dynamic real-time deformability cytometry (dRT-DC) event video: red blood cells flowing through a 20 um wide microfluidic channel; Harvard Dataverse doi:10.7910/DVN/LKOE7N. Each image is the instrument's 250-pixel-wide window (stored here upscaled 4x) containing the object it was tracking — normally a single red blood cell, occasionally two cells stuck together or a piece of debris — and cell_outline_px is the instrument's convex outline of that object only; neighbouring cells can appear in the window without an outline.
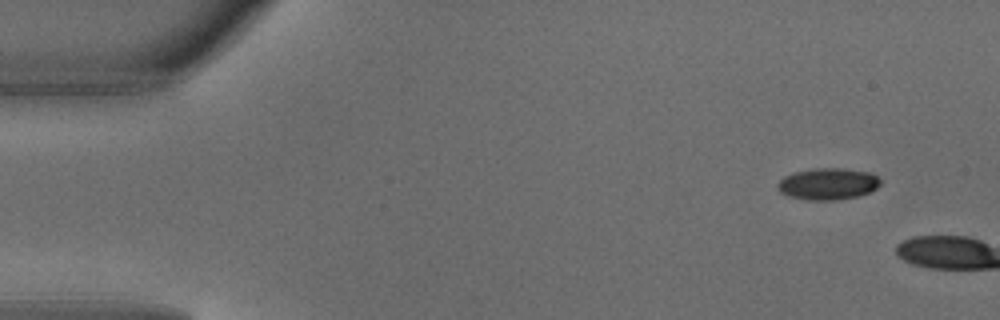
{"species": "common noctule bat (a hibernating species)", "species_latin": "Nyctalus noctula", "temperature_condition": "warm", "stored_images_in_passage": 2, "camera_frame_rate_fps": 3000, "um_per_image_px": 0.085, "animal": {"sex": "male", "body_mass_g": 18.8}, "frame": {"image": 1, "passage_image": 1, "time_ms": 0.0, "image_size_px": [1000, 320], "cell_outline_px": [[880, 184], [876, 188], [868, 192], [856, 196], [840, 200], [804, 200], [788, 196], [780, 192], [776, 188], [776, 184], [784, 176], [792, 172], [812, 168], [840, 168], [872, 172], [880, 180]], "centroid_in_image_um": [70.32, 15.62], "position_along_channel_um": 14.7, "area_um2": 19.19}}
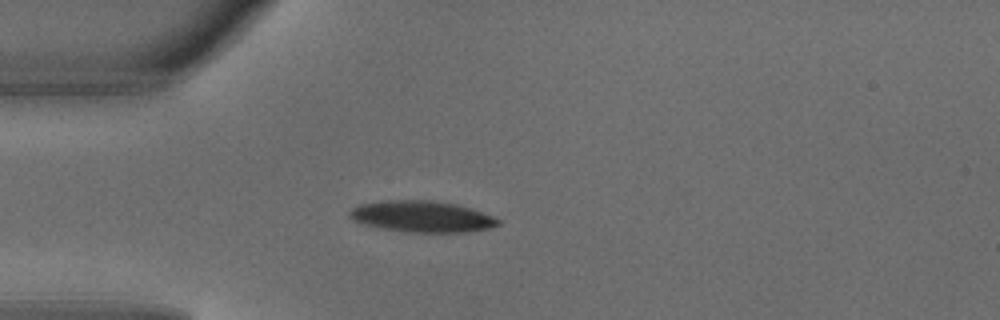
{"frame": {"image": 2, "passage_image": 2, "time_ms": 0.333, "image_size_px": [1000, 320], "cell_outline_px": [[500, 224], [488, 228], [468, 232], [408, 232], [384, 228], [364, 224], [348, 216], [348, 212], [352, 208], [360, 204], [388, 200], [428, 200], [452, 204], [472, 208], [492, 216], [500, 220]], "centroid_in_image_um": [35.87, 18.4], "position_along_channel_um": 49.1, "area_um2": 26.7}}